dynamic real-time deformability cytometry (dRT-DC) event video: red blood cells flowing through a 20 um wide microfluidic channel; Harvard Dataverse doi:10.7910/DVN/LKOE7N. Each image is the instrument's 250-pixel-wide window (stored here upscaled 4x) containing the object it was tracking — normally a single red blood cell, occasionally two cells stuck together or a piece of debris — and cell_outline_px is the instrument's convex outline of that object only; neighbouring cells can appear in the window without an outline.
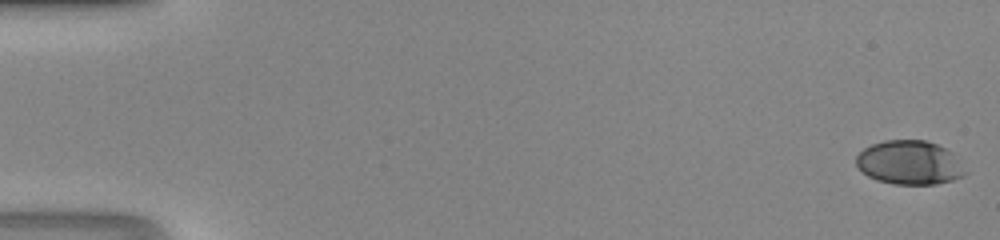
{"species": "human", "species_latin": "Homo sapiens", "temperature_condition": "room temperature", "stored_images_in_passage": 48, "camera_frame_rate_fps": 3000, "um_per_image_px": 0.085, "donor": {"sex": "male"}, "frame": {"image": 1, "passage_image": 1, "time_ms": 0.0, "image_size_px": [1000, 240], "cell_outline_px": [[968, 172], [964, 176], [952, 180], [936, 184], [892, 184], [876, 180], [868, 176], [856, 164], [856, 156], [864, 148], [872, 144], [884, 140], [924, 140], [936, 144], [952, 152]], "centroid_in_image_um": [77.32, 13.83], "position_along_channel_um": 7.7, "area_um2": 27.92}}
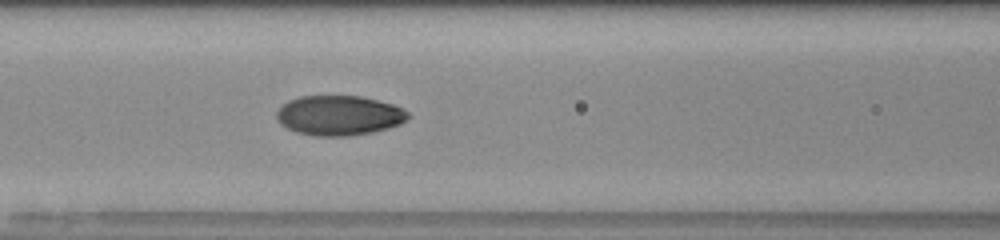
{"frame": {"image": 2, "passage_image": 22, "time_ms": 7.0, "image_size_px": [1000, 240], "cell_outline_px": [[412, 116], [408, 120], [400, 124], [388, 128], [372, 132], [348, 136], [312, 136], [296, 132], [280, 124], [276, 120], [276, 112], [288, 100], [300, 96], [360, 96], [392, 104], [408, 112]], "centroid_in_image_um": [28.81, 9.82], "position_along_channel_um": 137.8, "area_um2": 30.63}}
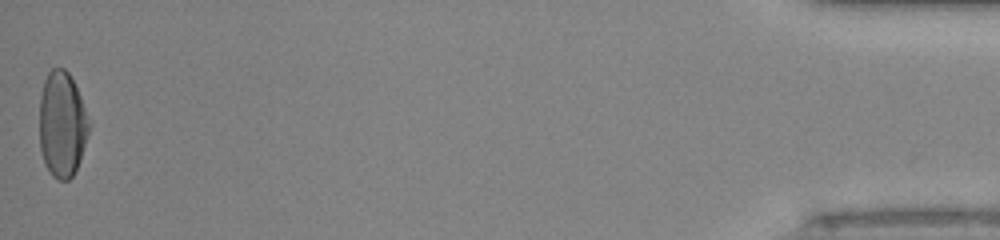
{"frame": {"image": 3, "passage_image": 48, "time_ms": 15.667, "image_size_px": [1000, 240], "cell_outline_px": [[92, 124], [80, 160], [72, 176], [68, 180], [56, 180], [52, 176], [44, 164], [40, 148], [40, 96], [44, 80], [48, 72], [52, 68], [64, 68], [68, 72], [80, 96]], "centroid_in_image_um": [5.29, 10.59], "position_along_channel_um": 429.9, "area_um2": 30.75}}